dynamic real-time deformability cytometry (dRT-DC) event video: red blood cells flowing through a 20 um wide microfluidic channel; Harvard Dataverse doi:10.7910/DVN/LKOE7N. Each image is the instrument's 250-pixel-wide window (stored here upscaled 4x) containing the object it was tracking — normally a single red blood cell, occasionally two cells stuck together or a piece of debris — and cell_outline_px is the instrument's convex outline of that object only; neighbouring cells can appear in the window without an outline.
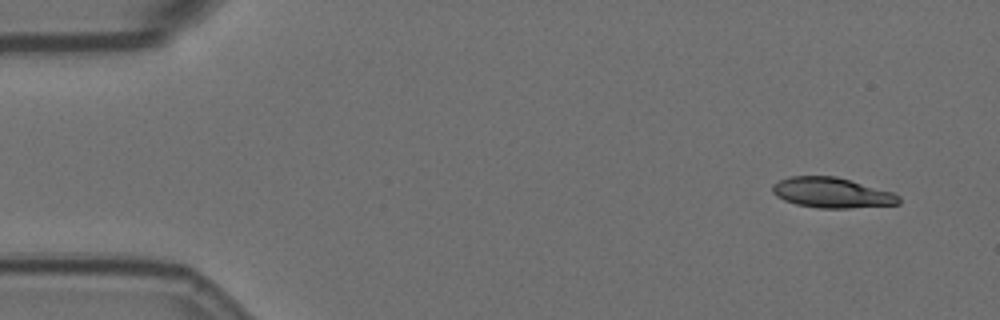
{"species": "Egyptian fruit bat (a non-hibernating species)", "species_latin": "Rousettus aegyptiacus", "temperature_condition": "room temperature", "stored_images_in_passage": 55, "camera_frame_rate_fps": 3000, "um_per_image_px": 0.085, "animal": {"sex": "female"}, "frame": {"image": 1, "passage_image": 1, "time_ms": 0.0, "image_size_px": [1000, 320], "cell_outline_px": [[900, 204], [848, 208], [816, 208], [796, 204], [784, 200], [776, 196], [772, 192], [772, 184], [788, 176], [836, 176], [892, 192], [900, 196]], "centroid_in_image_um": [70.68, 16.38], "position_along_channel_um": 14.3, "area_um2": 22.31}}
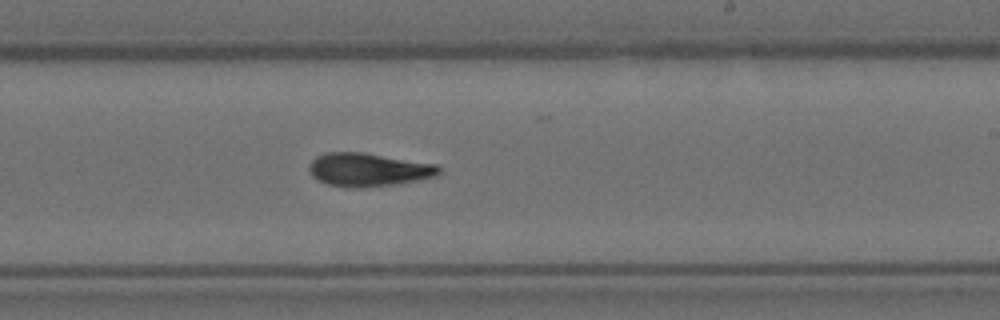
{"frame": {"image": 2, "passage_image": 31, "time_ms": 10.0, "image_size_px": [1000, 320], "cell_outline_px": [[440, 172], [436, 176], [396, 184], [360, 188], [356, 188], [328, 184], [312, 176], [308, 168], [312, 160], [316, 156], [324, 152], [360, 152], [436, 164], [440, 168]], "centroid_in_image_um": [31.29, 14.42], "position_along_channel_um": 257.7, "area_um2": 24.97}}
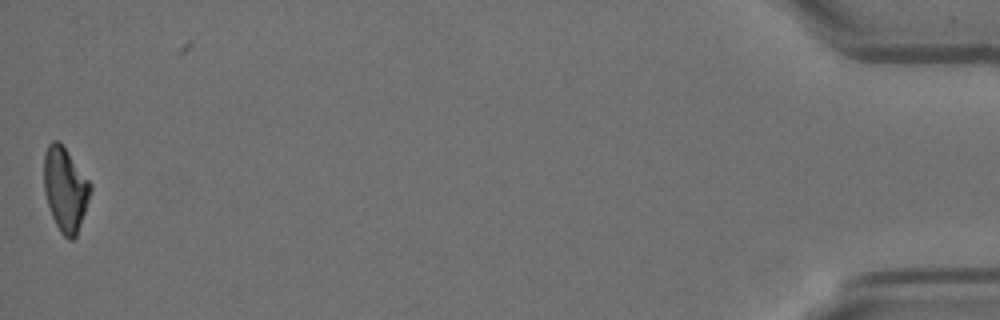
{"frame": {"image": 3, "passage_image": 54, "time_ms": 17.667, "image_size_px": [1000, 320], "cell_outline_px": [[92, 188], [76, 236], [72, 240], [68, 240], [60, 232], [52, 216], [44, 192], [44, 152], [48, 144], [52, 140], [60, 140], [92, 184]], "centroid_in_image_um": [5.53, 16.04], "position_along_channel_um": 429.7, "area_um2": 22.77}, "authors_computed_cell_mechanics": {"area_um2": 24.1604, "velocity_mm_per_s": 3.5137, "shape_relaxation_time_tau1_ms": 9.575, "shape_relaxation_time_tau2_ms": null, "deformation_change_tau1": 0.2236, "deformation_change_tau2": null}}